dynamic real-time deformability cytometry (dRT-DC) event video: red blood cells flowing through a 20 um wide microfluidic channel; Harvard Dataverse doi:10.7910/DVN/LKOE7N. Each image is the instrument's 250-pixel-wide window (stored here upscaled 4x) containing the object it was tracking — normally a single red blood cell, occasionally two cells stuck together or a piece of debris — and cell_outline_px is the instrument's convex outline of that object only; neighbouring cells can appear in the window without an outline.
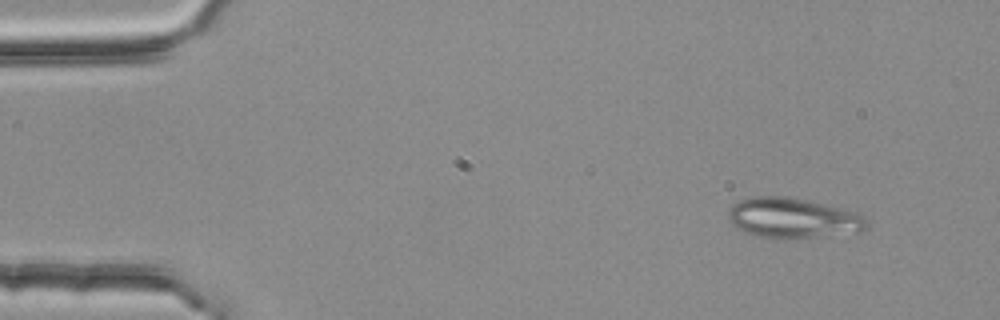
{"species": "common noctule bat (a hibernating species)", "species_latin": "Nyctalus noctula", "temperature_condition": "room temperature", "stored_images_in_passage": 2, "camera_frame_rate_fps": 3000, "um_per_image_px": 0.085, "animal": {"sex": "female", "body_mass_g": 25.1}, "frame": {"image": 1, "passage_image": 1, "time_ms": 0.0, "image_size_px": [1000, 320], "cell_outline_px": [[868, 228], [864, 232], [816, 236], [760, 236], [744, 232], [736, 228], [728, 220], [728, 212], [732, 204], [740, 200], [752, 196], [784, 196], [844, 208], [860, 212], [864, 216], [868, 224]], "centroid_in_image_um": [67.43, 18.5], "position_along_channel_um": 17.6, "area_um2": 32.02}}